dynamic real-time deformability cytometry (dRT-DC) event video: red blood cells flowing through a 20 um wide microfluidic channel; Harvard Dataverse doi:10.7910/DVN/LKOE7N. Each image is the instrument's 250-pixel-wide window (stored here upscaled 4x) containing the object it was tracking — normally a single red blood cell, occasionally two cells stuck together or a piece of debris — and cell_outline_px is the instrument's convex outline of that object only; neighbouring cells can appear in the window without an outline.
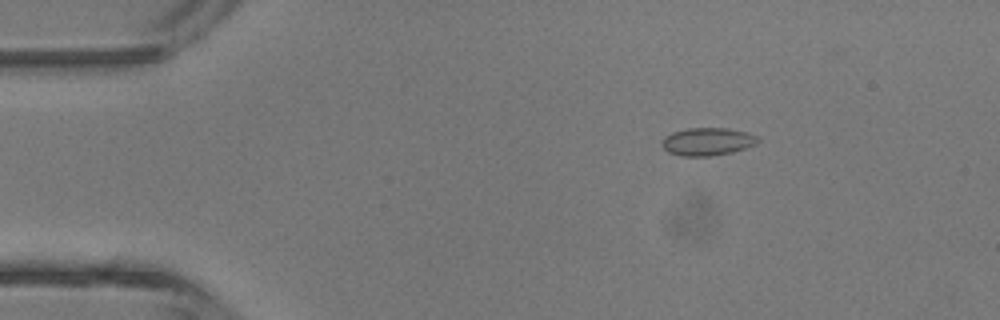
{"species": "common noctule bat (a hibernating species)", "species_latin": "Nyctalus noctula", "temperature_condition": "room temperature", "stored_images_in_passage": 5, "camera_frame_rate_fps": 3000, "um_per_image_px": 0.085, "animal": {"sex": "male", "body_mass_g": 13.3}, "frame": {"image": 1, "passage_image": 2, "time_ms": 1.0, "image_size_px": [1000, 320], "cell_outline_px": [[760, 140], [756, 144], [732, 152], [708, 156], [680, 156], [668, 152], [660, 144], [664, 136], [672, 132], [688, 128], [728, 128], [748, 132], [756, 136]], "centroid_in_image_um": [60.11, 12.03], "position_along_channel_um": 24.9, "area_um2": 15.61}}
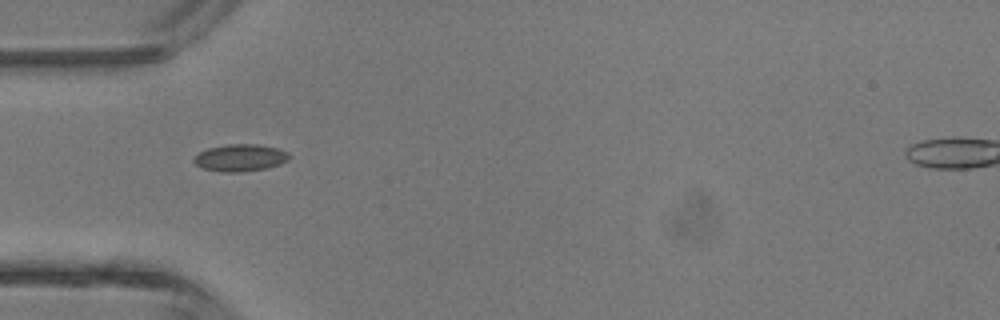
{"frame": {"image": 2, "passage_image": 4, "time_ms": 3.333, "image_size_px": [1000, 320], "cell_outline_px": [[292, 156], [288, 160], [280, 164], [268, 168], [240, 172], [220, 172], [204, 168], [196, 164], [192, 160], [200, 152], [208, 148], [228, 144], [256, 144], [276, 148], [288, 152]], "centroid_in_image_um": [20.45, 13.41], "position_along_channel_um": 64.5, "area_um2": 15.03}}
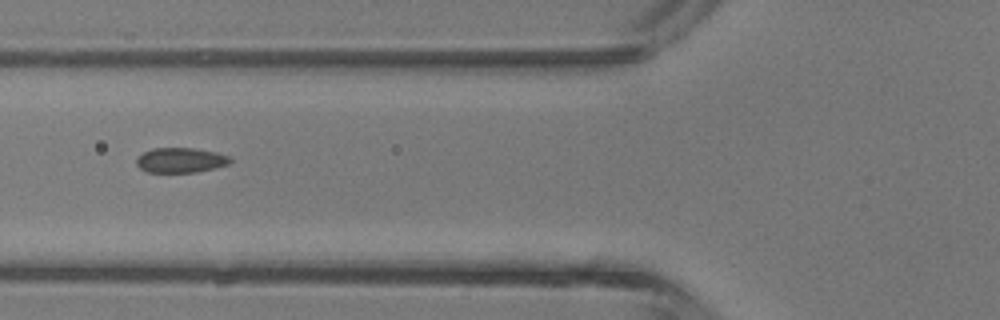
{"frame": {"image": 3, "passage_image": 5, "time_ms": 4.333, "image_size_px": [1000, 320], "cell_outline_px": [[232, 160], [228, 164], [196, 172], [148, 172], [140, 168], [136, 164], [136, 156], [152, 148], [192, 148], [216, 152], [228, 156]], "centroid_in_image_um": [15.3, 13.61], "position_along_channel_um": 110.5, "area_um2": 13.53}}